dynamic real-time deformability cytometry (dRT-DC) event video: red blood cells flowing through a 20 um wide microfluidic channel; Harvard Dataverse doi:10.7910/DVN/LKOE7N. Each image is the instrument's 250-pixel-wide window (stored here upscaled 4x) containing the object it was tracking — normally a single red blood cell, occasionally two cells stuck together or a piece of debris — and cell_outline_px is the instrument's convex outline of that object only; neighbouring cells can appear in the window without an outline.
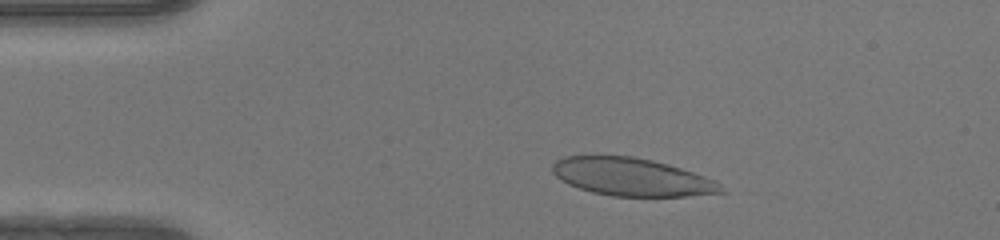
{"species": "human", "species_latin": "Homo sapiens", "temperature_condition": "warm", "stored_images_in_passage": 48, "camera_frame_rate_fps": 3000, "um_per_image_px": 0.085, "donor": {"sex": "female"}, "frame": {"image": 1, "passage_image": 8, "time_ms": 2.333, "image_size_px": [1000, 240], "cell_outline_px": [[728, 192], [684, 196], [612, 196], [592, 192], [568, 184], [560, 180], [552, 172], [552, 164], [556, 160], [564, 156], [632, 156], [652, 160], [668, 164], [716, 180]], "centroid_in_image_um": [53.7, 15.04], "position_along_channel_um": 31.3, "area_um2": 37.17}}
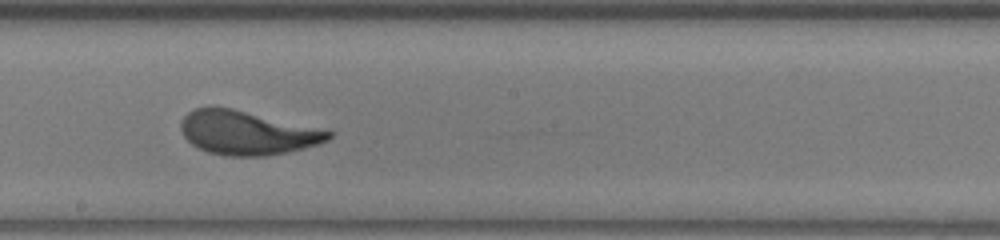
{"frame": {"image": 2, "passage_image": 26, "time_ms": 8.333, "image_size_px": [1000, 240], "cell_outline_px": [[336, 132], [328, 140], [316, 144], [288, 152], [264, 156], [232, 156], [208, 152], [196, 148], [184, 136], [180, 128], [180, 124], [184, 116], [188, 112], [196, 108], [232, 108]], "centroid_in_image_um": [21.0, 11.3], "position_along_channel_um": 227.2, "area_um2": 37.34}}
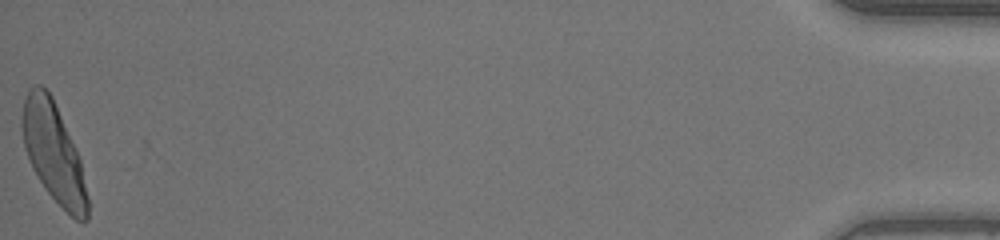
{"frame": {"image": 3, "passage_image": 48, "time_ms": 15.667, "image_size_px": [1000, 240], "cell_outline_px": [[88, 220], [84, 224], [76, 220], [44, 188], [32, 168], [28, 160], [24, 148], [20, 128], [20, 116], [24, 100], [28, 92], [36, 84], [40, 84], [52, 96], [76, 148], [80, 160], [88, 196]], "centroid_in_image_um": [4.53, 12.98], "position_along_channel_um": 430.7, "area_um2": 37.92}, "authors_computed_cell_mechanics": {"area_um2": 37.8301, "velocity_mm_per_s": 4.1929, "shape_relaxation_time_tau1_ms": 3.4739, "shape_relaxation_time_tau2_ms": null, "deformation_change_tau1": 0.2026, "deformation_change_tau2": null}}